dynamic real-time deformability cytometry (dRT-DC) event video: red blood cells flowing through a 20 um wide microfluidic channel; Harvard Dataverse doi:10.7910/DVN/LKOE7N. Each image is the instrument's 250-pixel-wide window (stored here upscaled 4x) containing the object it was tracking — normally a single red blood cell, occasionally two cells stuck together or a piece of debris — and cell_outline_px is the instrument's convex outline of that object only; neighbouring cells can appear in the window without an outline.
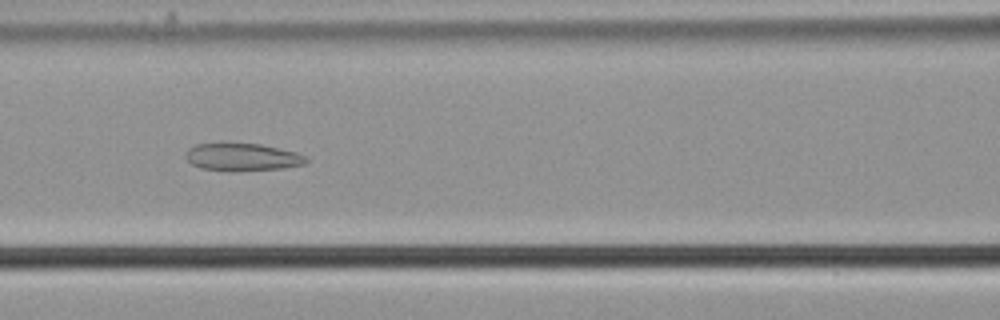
{"species": "common noctule bat (a hibernating species)", "species_latin": "Nyctalus noctula", "temperature_condition": "cold", "stored_images_in_passage": 56, "camera_frame_rate_fps": 3000, "um_per_image_px": 0.085, "animal": {"sex": "male", "body_mass_g": 21.5, "forearm_length_mm": 52.0}, "frame": {"image": 1, "passage_image": 24, "time_ms": 7.667, "image_size_px": [1000, 320], "cell_outline_px": [[312, 160], [304, 164], [284, 168], [232, 172], [200, 168], [192, 164], [184, 156], [188, 148], [196, 144], [220, 140], [224, 140], [260, 144], [280, 148], [296, 152], [308, 156]], "centroid_in_image_um": [20.58, 13.31], "position_along_channel_um": 146.0, "area_um2": 20.58}}
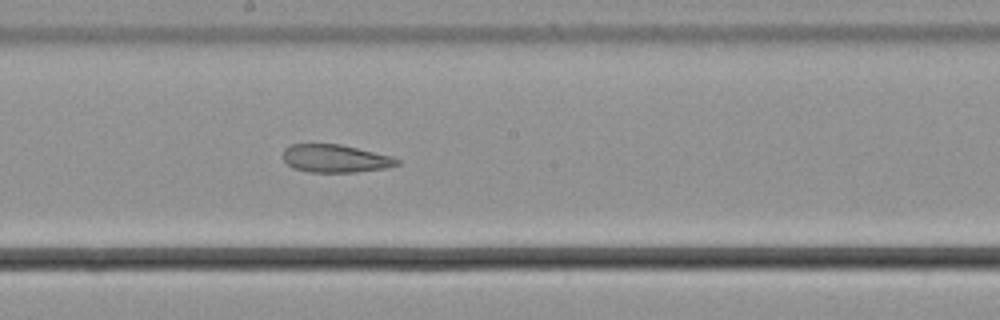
{"frame": {"image": 2, "passage_image": 30, "time_ms": 9.667, "image_size_px": [1000, 320], "cell_outline_px": [[400, 164], [384, 168], [356, 172], [308, 172], [292, 168], [284, 160], [284, 148], [292, 144], [340, 144], [392, 156], [400, 160]], "centroid_in_image_um": [28.5, 13.47], "position_along_channel_um": 219.7, "area_um2": 18.5}}
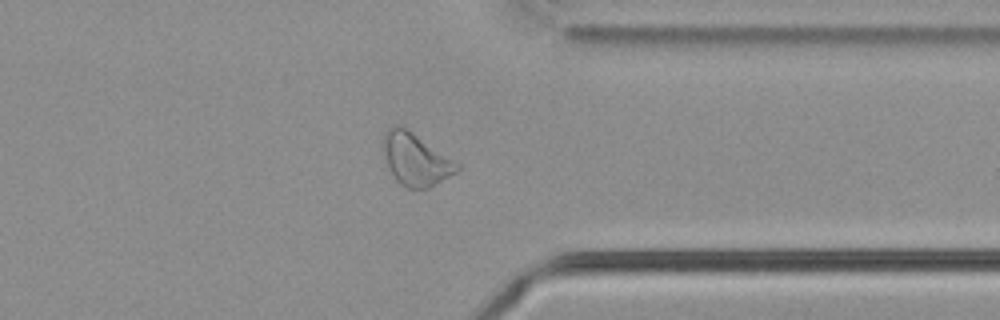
{"frame": {"image": 3, "passage_image": 43, "time_ms": 14.0, "image_size_px": [1000, 320], "cell_outline_px": [[460, 168], [456, 172], [428, 188], [408, 188], [400, 184], [396, 180], [388, 164], [384, 152], [384, 132], [388, 128], [396, 124], [404, 128], [460, 164]], "centroid_in_image_um": [35.33, 13.56], "position_along_channel_um": 376.1, "area_um2": 21.62}, "authors_computed_cell_mechanics": {"area_um2": 24.3916, "velocity_mm_per_s": 3.6955, "shape_relaxation_time_tau1_ms": null, "shape_relaxation_time_tau2_ms": 5.3395, "deformation_change_tau1": null, "deformation_change_tau2": 0.1472}}